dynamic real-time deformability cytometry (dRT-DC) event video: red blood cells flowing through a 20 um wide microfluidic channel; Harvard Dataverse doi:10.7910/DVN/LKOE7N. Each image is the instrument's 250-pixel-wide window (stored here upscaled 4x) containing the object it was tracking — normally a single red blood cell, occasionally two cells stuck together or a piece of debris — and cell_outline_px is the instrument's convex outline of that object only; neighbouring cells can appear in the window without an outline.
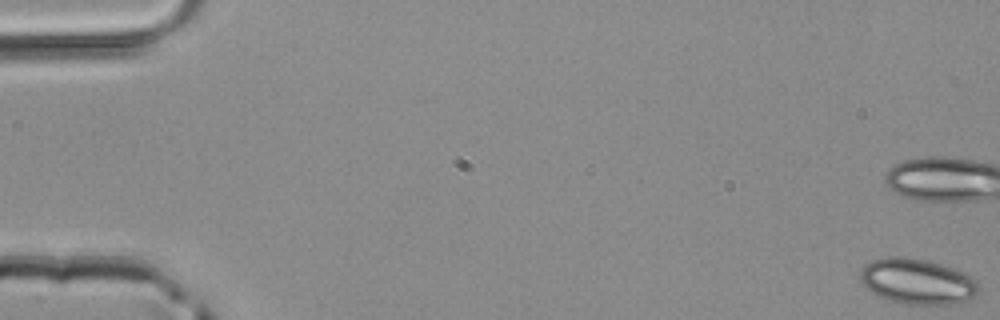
{"species": "common noctule bat (a hibernating species)", "species_latin": "Nyctalus noctula", "temperature_condition": "room temperature", "stored_images_in_passage": 12, "camera_frame_rate_fps": 3000, "um_per_image_px": 0.085, "animal": {"sex": "male", "body_mass_g": 20.4}, "frame": {"image": 1, "passage_image": 1, "time_ms": 0.0, "image_size_px": [1000, 320], "cell_outline_px": [[976, 296], [968, 300], [952, 304], [904, 304], [880, 296], [872, 292], [860, 280], [860, 272], [872, 260], [888, 256], [904, 256], [928, 260], [964, 272], [972, 276], [976, 284]], "centroid_in_image_um": [77.97, 23.91], "position_along_channel_um": 7.0, "area_um2": 31.04}}